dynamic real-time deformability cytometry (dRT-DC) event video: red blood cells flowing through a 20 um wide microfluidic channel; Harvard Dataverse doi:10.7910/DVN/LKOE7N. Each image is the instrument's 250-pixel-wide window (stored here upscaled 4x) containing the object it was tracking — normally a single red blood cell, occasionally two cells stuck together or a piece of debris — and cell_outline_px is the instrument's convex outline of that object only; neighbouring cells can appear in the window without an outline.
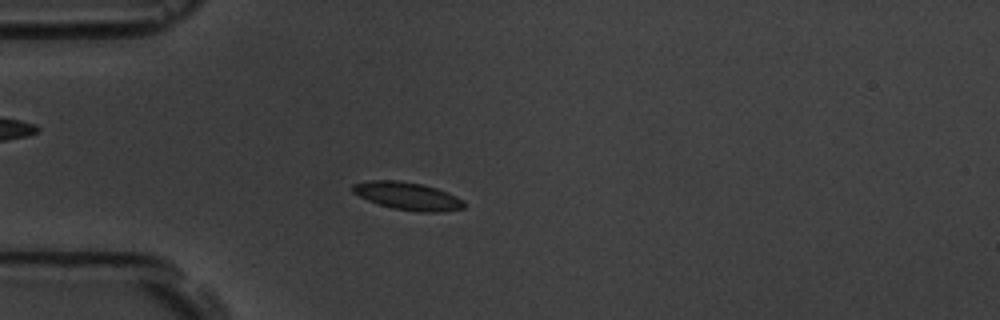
{"species": "common noctule bat (a hibernating species)", "species_latin": "Nyctalus noctula", "temperature_condition": "room temperature", "stored_images_in_passage": 43, "camera_frame_rate_fps": 3000, "um_per_image_px": 0.085, "animal": {"sex": "male", "body_mass_g": 19.5, "forearm_length_mm": 54.6}, "frame": {"image": 1, "passage_image": 1, "time_ms": 0.0, "image_size_px": [1000, 320], "cell_outline_px": [[464, 208], [440, 212], [420, 212], [392, 208], [368, 200], [352, 192], [352, 184], [368, 180], [396, 180], [424, 184], [448, 192], [464, 200]], "centroid_in_image_um": [34.66, 16.65], "position_along_channel_um": 50.3, "area_um2": 18.03}}
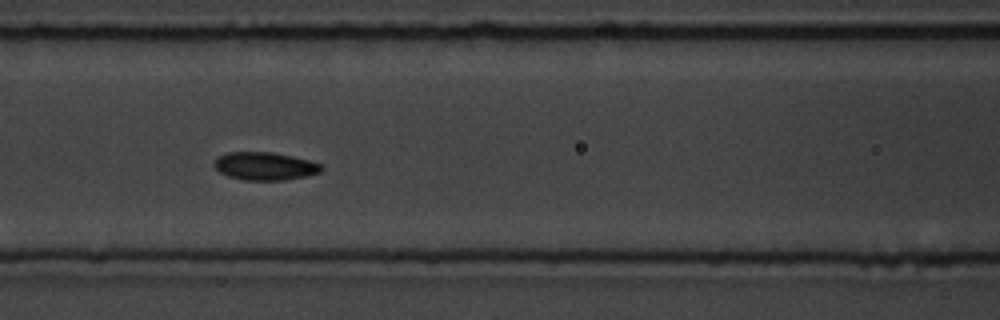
{"frame": {"image": 2, "passage_image": 10, "time_ms": 3.0, "image_size_px": [1000, 320], "cell_outline_px": [[324, 168], [320, 172], [308, 176], [284, 180], [244, 180], [228, 176], [220, 172], [212, 164], [220, 156], [228, 152], [272, 152], [292, 156], [308, 160], [320, 164]], "centroid_in_image_um": [22.53, 14.12], "position_along_channel_um": 144.1, "area_um2": 17.4}}
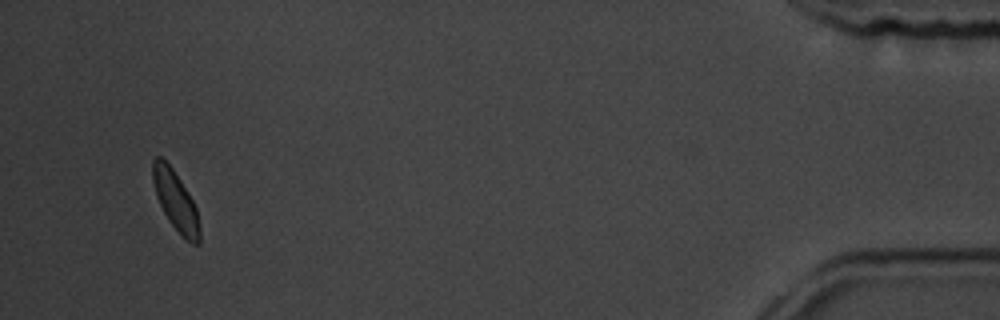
{"frame": {"image": 3, "passage_image": 40, "time_ms": 13.0, "image_size_px": [1000, 320], "cell_outline_px": [[200, 244], [192, 244], [168, 220], [156, 196], [152, 180], [152, 160], [156, 156], [160, 156], [172, 168], [188, 192], [196, 208], [200, 228]], "centroid_in_image_um": [14.91, 17.04], "position_along_channel_um": 420.3, "area_um2": 16.01}, "authors_computed_cell_mechanics": {"area_um2": 17.1088, "velocity_mm_per_s": 3.5371, "shape_relaxation_time_tau1_ms": 2.1533, "shape_relaxation_time_tau2_ms": 2.3199, "deformation_change_tau1": 0.084, "deformation_change_tau2": 0.0531}}